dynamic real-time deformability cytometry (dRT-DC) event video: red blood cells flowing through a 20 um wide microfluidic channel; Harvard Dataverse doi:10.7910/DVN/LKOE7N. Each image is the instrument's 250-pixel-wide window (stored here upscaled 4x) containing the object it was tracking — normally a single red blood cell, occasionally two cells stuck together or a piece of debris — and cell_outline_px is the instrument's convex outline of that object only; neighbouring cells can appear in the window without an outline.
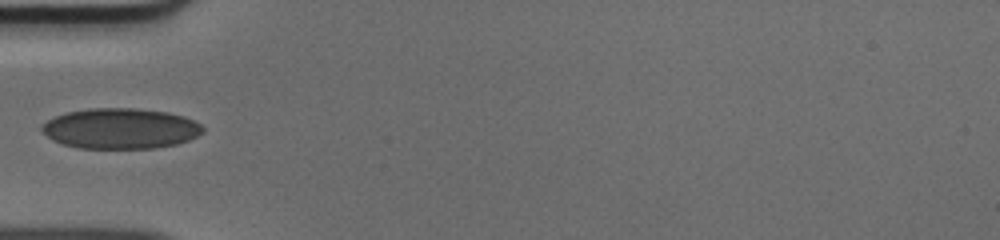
{"species": "human", "species_latin": "Homo sapiens", "temperature_condition": "cold", "stored_images_in_passage": 34, "camera_frame_rate_fps": 3000, "um_per_image_px": 0.085, "donor": {"sex": "male"}, "frame": {"image": 1, "passage_image": 1, "time_ms": 0.0, "image_size_px": [1000, 240], "cell_outline_px": [[204, 132], [188, 140], [176, 144], [152, 148], [80, 148], [64, 144], [52, 140], [40, 128], [48, 120], [56, 116], [68, 112], [92, 108], [132, 108], [168, 112], [184, 116], [200, 124], [204, 128]], "centroid_in_image_um": [10.26, 10.92], "position_along_channel_um": 74.7, "area_um2": 37.69}}
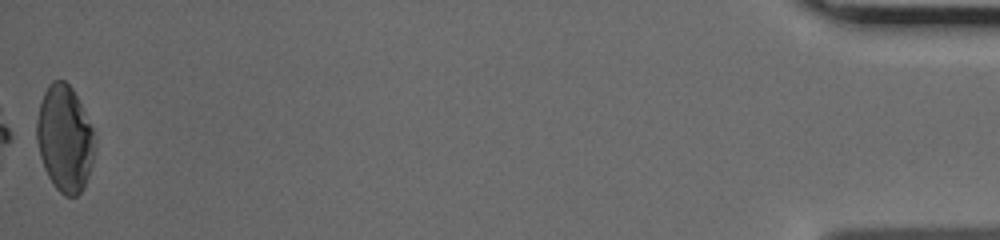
{"frame": {"image": 2, "passage_image": 34, "time_ms": 11.0, "image_size_px": [1000, 240], "cell_outline_px": [[96, 148], [84, 188], [76, 196], [64, 196], [52, 184], [44, 168], [40, 156], [36, 140], [36, 120], [40, 100], [48, 84], [52, 80], [64, 80], [72, 88], [96, 136]], "centroid_in_image_um": [5.49, 11.78], "position_along_channel_um": 429.7, "area_um2": 36.18}}